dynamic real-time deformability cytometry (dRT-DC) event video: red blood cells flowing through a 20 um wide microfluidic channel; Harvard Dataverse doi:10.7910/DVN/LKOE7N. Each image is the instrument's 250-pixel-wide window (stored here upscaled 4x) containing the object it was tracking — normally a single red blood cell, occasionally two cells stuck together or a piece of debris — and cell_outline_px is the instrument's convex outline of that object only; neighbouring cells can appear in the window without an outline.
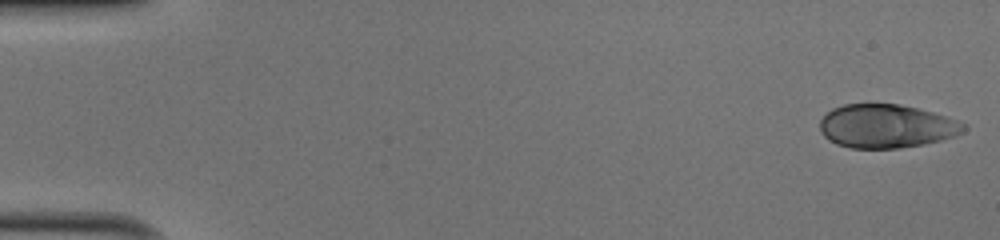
{"species": "human", "species_latin": "Homo sapiens", "temperature_condition": "cold", "stored_images_in_passage": 50, "camera_frame_rate_fps": 3000, "um_per_image_px": 0.085, "donor": {"sex": "male"}, "frame": {"image": 1, "passage_image": 1, "time_ms": 0.0, "image_size_px": [1000, 240], "cell_outline_px": [[968, 128], [964, 132], [956, 136], [924, 144], [896, 148], [852, 148], [836, 144], [828, 140], [820, 132], [820, 120], [832, 108], [844, 104], [900, 104], [932, 112], [968, 124]], "centroid_in_image_um": [75.35, 10.73], "position_along_channel_um": 9.6, "area_um2": 36.59}}
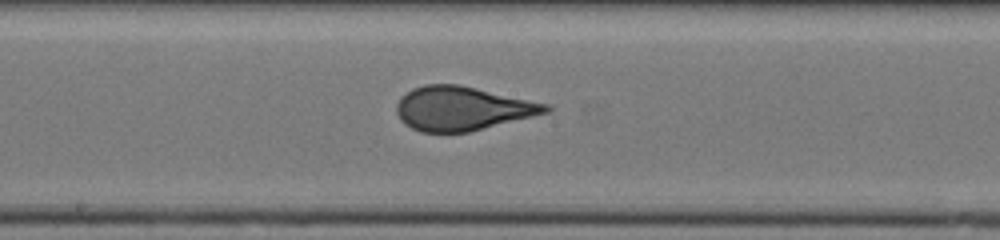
{"frame": {"image": 2, "passage_image": 27, "time_ms": 8.667, "image_size_px": [1000, 240], "cell_outline_px": [[552, 108], [548, 112], [468, 132], [420, 132], [404, 124], [400, 120], [396, 112], [396, 104], [400, 96], [412, 88], [424, 84], [460, 84], [552, 104]], "centroid_in_image_um": [39.28, 9.2], "position_along_channel_um": 208.9, "area_um2": 38.49}}
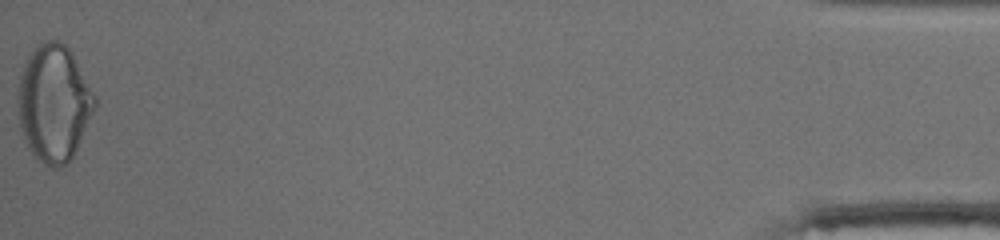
{"frame": {"image": 3, "passage_image": 50, "time_ms": 16.333, "image_size_px": [1000, 240], "cell_outline_px": [[96, 104], [76, 148], [68, 164], [60, 168], [52, 168], [44, 164], [28, 148], [20, 128], [16, 100], [20, 76], [24, 64], [28, 56], [44, 40], [60, 40], [72, 52], [96, 96]], "centroid_in_image_um": [4.56, 8.76], "position_along_channel_um": 430.6, "area_um2": 52.14}, "authors_computed_cell_mechanics": {"area_um2": 38.2058, "velocity_mm_per_s": 4.0901, "shape_relaxation_time_tau1_ms": 10.3096, "shape_relaxation_time_tau2_ms": null, "deformation_change_tau1": 0.2574, "deformation_change_tau2": null}}